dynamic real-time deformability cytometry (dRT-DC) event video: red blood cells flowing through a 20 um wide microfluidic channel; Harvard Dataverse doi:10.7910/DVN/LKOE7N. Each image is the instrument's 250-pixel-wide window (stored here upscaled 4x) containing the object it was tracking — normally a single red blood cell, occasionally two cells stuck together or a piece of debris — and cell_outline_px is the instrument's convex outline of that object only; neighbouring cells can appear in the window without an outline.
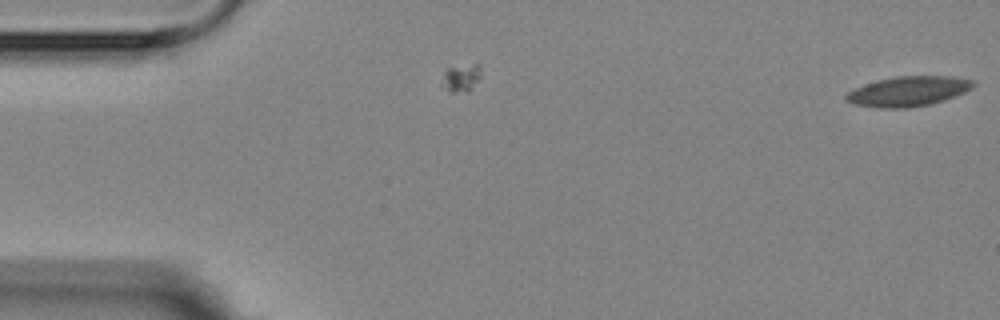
{"species": "Egyptian fruit bat (a non-hibernating species)", "species_latin": "Rousettus aegyptiacus", "temperature_condition": "room temperature", "stored_images_in_passage": 2, "camera_frame_rate_fps": 3000, "um_per_image_px": 0.085, "animal": {"sex": "female"}, "frame": {"image": 1, "passage_image": 1, "time_ms": 0.0, "image_size_px": [1000, 320], "cell_outline_px": [[976, 84], [972, 88], [964, 92], [944, 100], [932, 104], [908, 108], [880, 108], [852, 104], [844, 100], [844, 96], [848, 92], [856, 88], [876, 80], [896, 76], [952, 76], [972, 80]], "centroid_in_image_um": [77.18, 7.76], "position_along_channel_um": 7.8, "area_um2": 22.25}}